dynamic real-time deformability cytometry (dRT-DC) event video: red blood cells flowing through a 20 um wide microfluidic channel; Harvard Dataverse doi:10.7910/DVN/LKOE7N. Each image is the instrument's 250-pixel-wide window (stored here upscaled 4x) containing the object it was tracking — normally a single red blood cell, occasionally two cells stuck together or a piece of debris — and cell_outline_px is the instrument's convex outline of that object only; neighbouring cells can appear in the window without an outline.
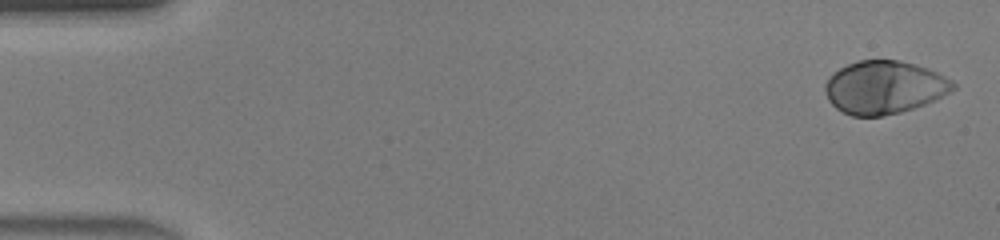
{"species": "human", "species_latin": "Homo sapiens", "temperature_condition": "warm", "stored_images_in_passage": 46, "camera_frame_rate_fps": 3000, "um_per_image_px": 0.085, "donor": {"sex": "male"}, "frame": {"image": 1, "passage_image": 1, "time_ms": 0.0, "image_size_px": [1000, 240], "cell_outline_px": [[956, 88], [924, 104], [900, 112], [880, 116], [852, 116], [836, 108], [828, 100], [824, 88], [824, 84], [828, 76], [832, 72], [856, 60], [900, 60], [916, 64], [928, 68], [952, 80], [956, 84]], "centroid_in_image_um": [75.12, 7.4], "position_along_channel_um": 9.9, "area_um2": 39.48}}
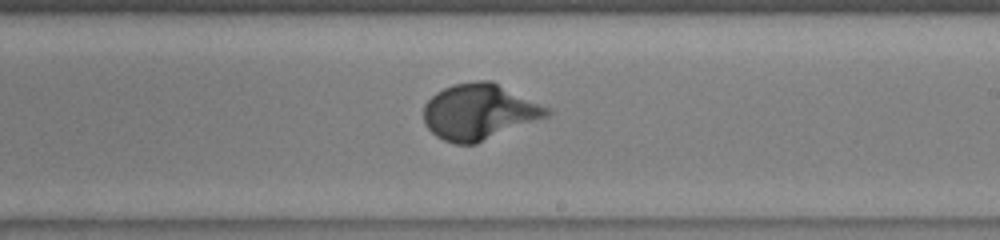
{"frame": {"image": 2, "passage_image": 27, "time_ms": 8.667, "image_size_px": [1000, 240], "cell_outline_px": [[552, 112], [548, 116], [476, 144], [456, 144], [444, 140], [436, 136], [424, 124], [424, 104], [436, 92], [444, 88], [456, 84], [476, 80], [492, 80], [552, 108]], "centroid_in_image_um": [40.76, 9.49], "position_along_channel_um": 248.2, "area_um2": 40.29}}
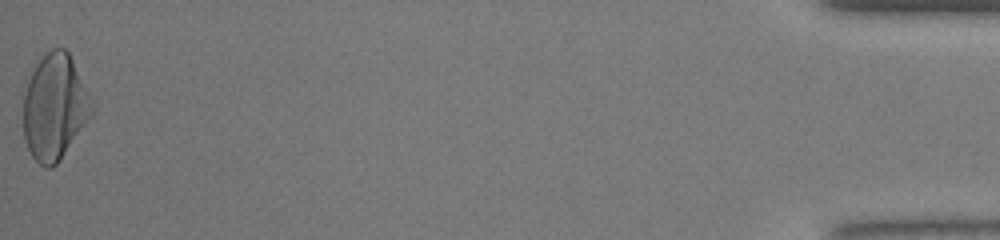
{"frame": {"image": 3, "passage_image": 46, "time_ms": 15.0, "image_size_px": [1000, 240], "cell_outline_px": [[96, 112], [60, 160], [52, 168], [44, 168], [32, 156], [24, 140], [24, 96], [28, 80], [36, 64], [52, 48], [64, 48], [68, 52], [96, 104]], "centroid_in_image_um": [4.7, 9.13], "position_along_channel_um": 430.5, "area_um2": 42.6}, "authors_computed_cell_mechanics": {"area_um2": 38.9861, "velocity_mm_per_s": 4.4308, "shape_relaxation_time_tau1_ms": 2.3908, "shape_relaxation_time_tau2_ms": null, "deformation_change_tau1": 0.1958, "deformation_change_tau2": null}}